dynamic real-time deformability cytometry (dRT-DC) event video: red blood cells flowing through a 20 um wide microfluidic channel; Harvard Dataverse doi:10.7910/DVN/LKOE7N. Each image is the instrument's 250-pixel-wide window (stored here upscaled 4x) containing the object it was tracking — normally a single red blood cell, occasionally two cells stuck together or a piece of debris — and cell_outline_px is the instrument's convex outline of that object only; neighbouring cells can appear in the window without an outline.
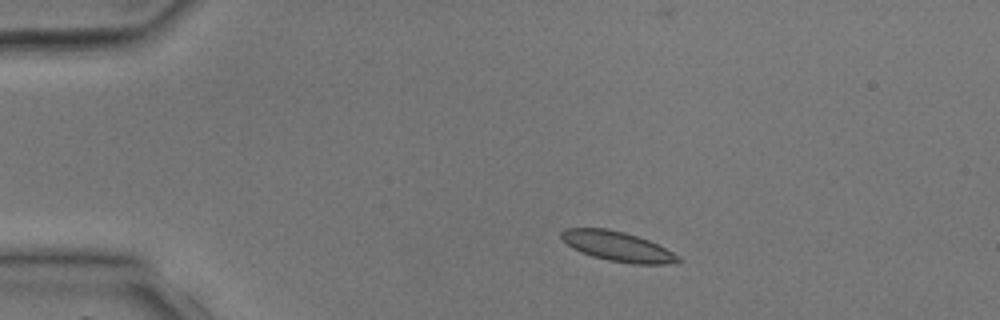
{"species": "common noctule bat (a hibernating species)", "species_latin": "Nyctalus noctula", "temperature_condition": "room temperature", "stored_images_in_passage": 3, "camera_frame_rate_fps": 3000, "um_per_image_px": 0.085, "animal": {"sex": "male", "body_mass_g": 17.9, "forearm_length_mm": 54.2}, "frame": {"image": 1, "passage_image": 2, "time_ms": 1.0, "image_size_px": [1000, 320], "cell_outline_px": [[680, 260], [668, 264], [632, 264], [608, 260], [592, 256], [580, 252], [572, 248], [560, 236], [560, 232], [564, 228], [604, 228], [624, 232], [648, 240], [680, 256]], "centroid_in_image_um": [52.45, 20.94], "position_along_channel_um": 32.5, "area_um2": 20.06}}